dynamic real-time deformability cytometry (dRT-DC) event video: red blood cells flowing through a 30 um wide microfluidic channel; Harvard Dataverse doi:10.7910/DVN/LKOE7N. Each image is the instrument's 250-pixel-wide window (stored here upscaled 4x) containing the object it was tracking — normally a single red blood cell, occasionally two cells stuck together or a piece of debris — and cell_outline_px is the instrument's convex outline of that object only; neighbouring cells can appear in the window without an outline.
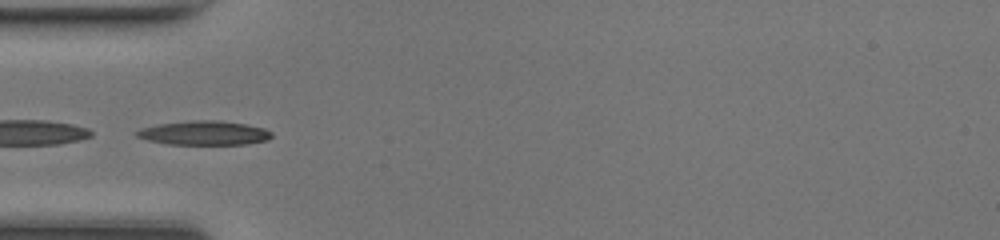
{"species": "common noctule bat (a hibernating species)", "species_latin": "Nyctalus noctula", "temperature_condition": "room temperature", "stored_images_in_passage": 32, "camera_frame_rate_fps": 3000, "um_per_image_px": 0.085, "animal": {"sex": "female", "body_mass_g": 17.0, "forearm_length_mm": 48.0}, "frame": {"image": 1, "passage_image": 1, "time_ms": 0.0, "image_size_px": [1000, 240], "cell_outline_px": [[272, 136], [268, 140], [244, 144], [164, 144], [148, 140], [136, 136], [136, 132], [140, 128], [156, 124], [192, 120], [220, 120], [244, 124], [264, 128], [272, 132]], "centroid_in_image_um": [17.33, 11.3], "position_along_channel_um": 67.7, "area_um2": 19.02}, "authors_computed_cell_mechanics": {"area_um2": 18.1781, "velocity_mm_per_s": 4.2895, "shape_relaxation_time_tau1_ms": 5.9847, "shape_relaxation_time_tau2_ms": 2.2272, "deformation_change_tau1": 0.2199, "deformation_change_tau2": 0.082}}